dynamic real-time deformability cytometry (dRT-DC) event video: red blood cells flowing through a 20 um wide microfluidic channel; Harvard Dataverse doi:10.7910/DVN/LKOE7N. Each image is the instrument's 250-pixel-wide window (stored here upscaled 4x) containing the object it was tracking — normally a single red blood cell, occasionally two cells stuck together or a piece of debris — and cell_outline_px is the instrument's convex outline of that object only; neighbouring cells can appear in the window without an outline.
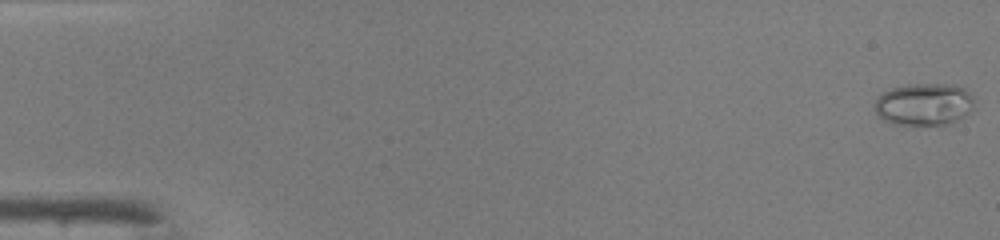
{"species": "common noctule bat (a hibernating species)", "species_latin": "Nyctalus noctula", "temperature_condition": "warm", "stored_images_in_passage": 48, "camera_frame_rate_fps": 3000, "um_per_image_px": 0.085, "animal": {"sex": "male", "body_mass_g": 19.0, "forearm_length_mm": 50.8}, "frame": {"image": 1, "passage_image": 1, "time_ms": 0.0, "image_size_px": [1000, 240], "cell_outline_px": [[972, 108], [968, 112], [956, 120], [944, 124], [892, 124], [884, 120], [876, 112], [876, 96], [892, 88], [908, 84], [956, 84], [964, 88], [972, 96]], "centroid_in_image_um": [78.52, 8.84], "position_along_channel_um": 6.5, "area_um2": 24.16}}
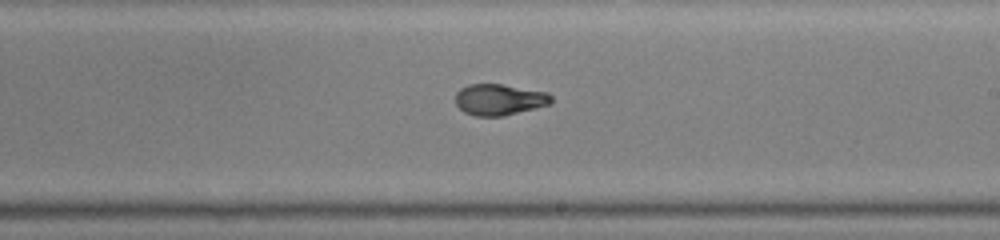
{"frame": {"image": 2, "passage_image": 29, "time_ms": 9.333, "image_size_px": [1000, 240], "cell_outline_px": [[552, 104], [504, 116], [476, 116], [464, 112], [456, 104], [456, 92], [460, 88], [468, 84], [504, 84], [548, 92], [552, 96]], "centroid_in_image_um": [42.47, 8.46], "position_along_channel_um": 246.5, "area_um2": 17.63}}
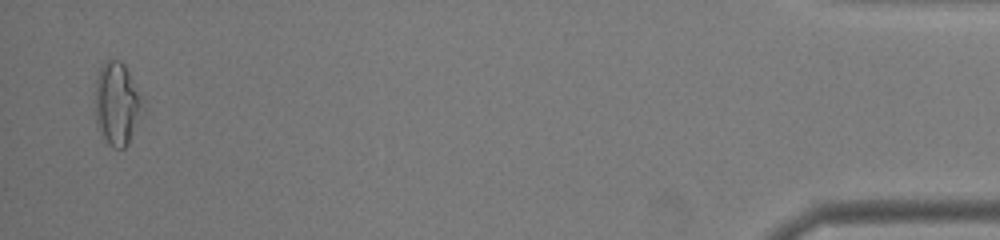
{"frame": {"image": 3, "passage_image": 47, "time_ms": 15.333, "image_size_px": [1000, 240], "cell_outline_px": [[136, 112], [128, 144], [124, 148], [112, 148], [108, 144], [96, 124], [96, 76], [104, 60], [120, 60], [124, 64], [128, 72], [136, 92]], "centroid_in_image_um": [9.79, 8.78], "position_along_channel_um": 425.4, "area_um2": 20.92}, "authors_computed_cell_mechanics": {"area_um2": 18.3804, "velocity_mm_per_s": 4.319, "shape_relaxation_time_tau1_ms": null, "shape_relaxation_time_tau2_ms": 1.1904, "deformation_change_tau1": null, "deformation_change_tau2": 0.0685}}